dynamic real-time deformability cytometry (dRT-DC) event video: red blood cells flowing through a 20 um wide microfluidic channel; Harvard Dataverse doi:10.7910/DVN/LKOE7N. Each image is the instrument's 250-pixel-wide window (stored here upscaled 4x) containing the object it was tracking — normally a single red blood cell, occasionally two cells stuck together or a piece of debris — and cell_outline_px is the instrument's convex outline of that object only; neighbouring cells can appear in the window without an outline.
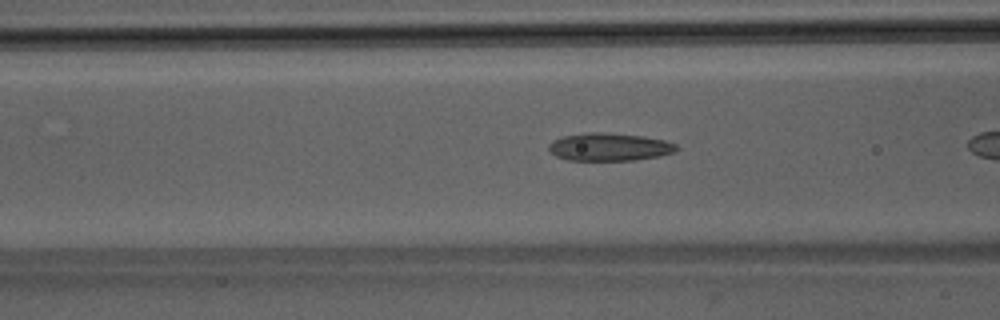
{"species": "Egyptian fruit bat (a non-hibernating species)", "species_latin": "Rousettus aegyptiacus", "temperature_condition": "room temperature", "stored_images_in_passage": 10, "camera_frame_rate_fps": 3000, "um_per_image_px": 0.085, "animal": {"sex": "male"}, "frame": {"image": 1, "passage_image": 5, "time_ms": 1.333, "image_size_px": [1000, 320], "cell_outline_px": [[680, 148], [676, 152], [660, 156], [632, 160], [568, 160], [556, 156], [548, 148], [548, 144], [552, 140], [564, 136], [588, 132], [604, 132], [644, 136], [664, 140], [676, 144]], "centroid_in_image_um": [51.82, 12.48], "position_along_channel_um": 114.8, "area_um2": 20.81}}